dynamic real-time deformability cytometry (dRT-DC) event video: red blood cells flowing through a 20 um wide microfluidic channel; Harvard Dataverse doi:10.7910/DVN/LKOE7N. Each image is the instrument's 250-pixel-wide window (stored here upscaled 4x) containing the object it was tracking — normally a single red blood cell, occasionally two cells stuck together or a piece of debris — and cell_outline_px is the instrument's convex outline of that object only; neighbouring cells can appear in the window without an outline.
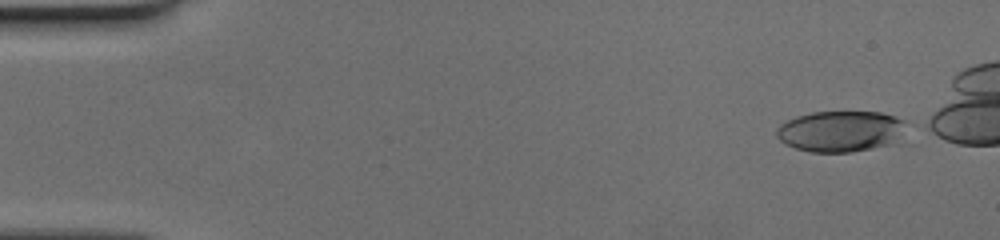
{"species": "human", "species_latin": "Homo sapiens", "temperature_condition": "cold", "stored_images_in_passage": 45, "camera_frame_rate_fps": 3000, "um_per_image_px": 0.085, "donor": {"sex": "female"}, "frame": {"image": 1, "passage_image": 2, "time_ms": 0.333, "image_size_px": [1000, 240], "cell_outline_px": [[904, 120], [892, 140], [888, 144], [872, 148], [852, 152], [812, 152], [796, 148], [780, 140], [776, 136], [776, 128], [780, 124], [796, 116], [812, 112], [880, 112]], "centroid_in_image_um": [71.3, 11.15], "position_along_channel_um": 13.7, "area_um2": 30.0}}
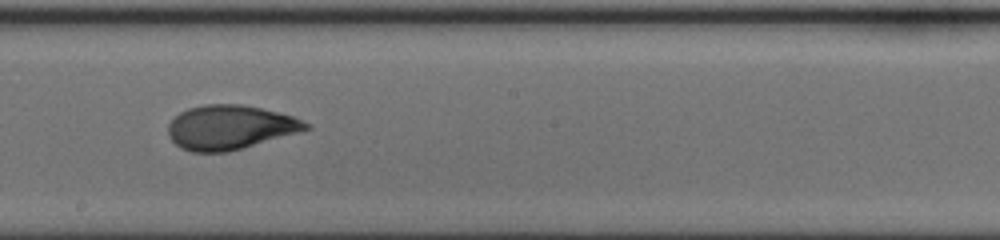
{"frame": {"image": 2, "passage_image": 28, "time_ms": 9.0, "image_size_px": [1000, 240], "cell_outline_px": [[312, 128], [244, 148], [228, 152], [192, 152], [180, 148], [168, 136], [168, 124], [180, 112], [188, 108], [204, 104], [240, 104], [260, 108], [292, 116], [312, 124]], "centroid_in_image_um": [19.54, 10.83], "position_along_channel_um": 228.7, "area_um2": 35.55}}
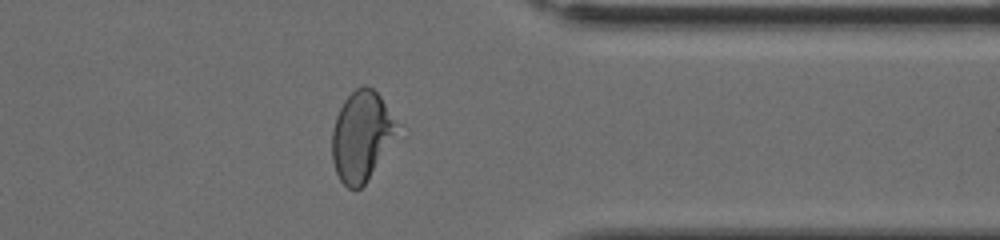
{"frame": {"image": 3, "passage_image": 40, "time_ms": 13.0, "image_size_px": [1000, 240], "cell_outline_px": [[408, 136], [364, 184], [360, 188], [348, 188], [340, 180], [336, 172], [332, 160], [332, 128], [336, 116], [344, 100], [356, 88], [364, 84], [372, 88], [380, 96], [404, 124]], "centroid_in_image_um": [30.96, 11.58], "position_along_channel_um": 380.4, "area_um2": 37.05}}